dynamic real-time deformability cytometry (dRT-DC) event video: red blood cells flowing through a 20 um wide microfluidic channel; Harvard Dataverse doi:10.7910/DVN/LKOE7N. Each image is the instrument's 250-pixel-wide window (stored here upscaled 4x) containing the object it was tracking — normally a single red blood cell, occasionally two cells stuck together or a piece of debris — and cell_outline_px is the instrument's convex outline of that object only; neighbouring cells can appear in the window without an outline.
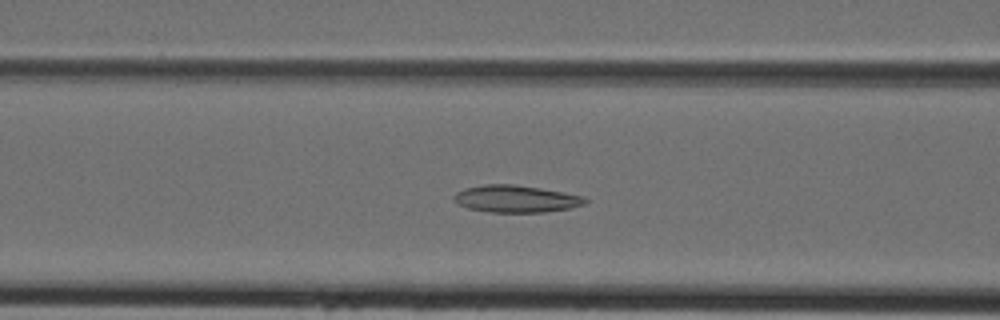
{"species": "Egyptian fruit bat (a non-hibernating species)", "species_latin": "Rousettus aegyptiacus", "temperature_condition": "cold", "stored_images_in_passage": 40, "camera_frame_rate_fps": 3000, "um_per_image_px": 0.085, "animal": {"sex": "female"}, "frame": {"image": 1, "passage_image": 15, "time_ms": 4.667, "image_size_px": [1000, 320], "cell_outline_px": [[588, 200], [584, 204], [572, 208], [544, 212], [492, 212], [468, 208], [452, 200], [452, 196], [456, 192], [464, 188], [484, 184], [512, 184], [540, 188], [564, 192], [584, 196]], "centroid_in_image_um": [43.85, 16.89], "position_along_channel_um": 122.7, "area_um2": 20.81}}
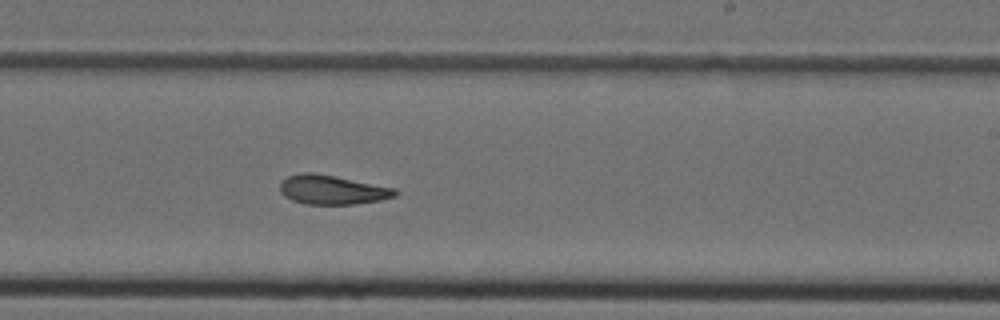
{"frame": {"image": 2, "passage_image": 24, "time_ms": 7.667, "image_size_px": [1000, 320], "cell_outline_px": [[400, 192], [396, 196], [380, 200], [356, 204], [304, 204], [292, 200], [284, 196], [280, 192], [280, 180], [288, 176], [304, 172], [312, 172], [336, 176], [396, 188]], "centroid_in_image_um": [28.24, 16.13], "position_along_channel_um": 260.8, "area_um2": 19.83}}
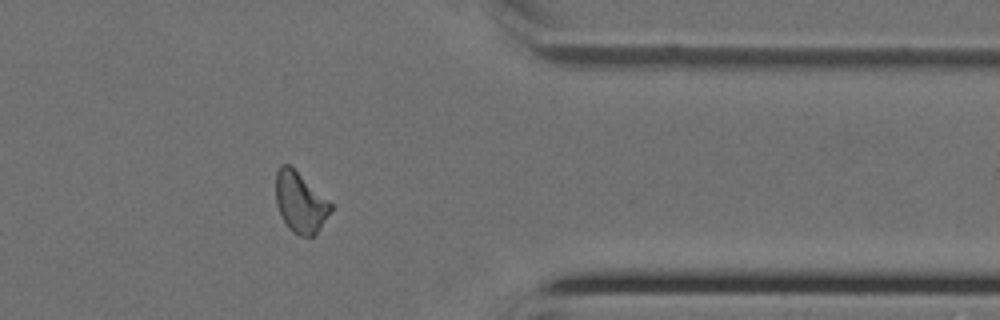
{"frame": {"image": 3, "passage_image": 33, "time_ms": 10.667, "image_size_px": [1000, 320], "cell_outline_px": [[332, 208], [320, 228], [312, 236], [300, 236], [292, 232], [288, 228], [276, 204], [276, 172], [280, 164], [288, 164], [332, 204]], "centroid_in_image_um": [25.49, 17.21], "position_along_channel_um": 385.9, "area_um2": 18.84}}